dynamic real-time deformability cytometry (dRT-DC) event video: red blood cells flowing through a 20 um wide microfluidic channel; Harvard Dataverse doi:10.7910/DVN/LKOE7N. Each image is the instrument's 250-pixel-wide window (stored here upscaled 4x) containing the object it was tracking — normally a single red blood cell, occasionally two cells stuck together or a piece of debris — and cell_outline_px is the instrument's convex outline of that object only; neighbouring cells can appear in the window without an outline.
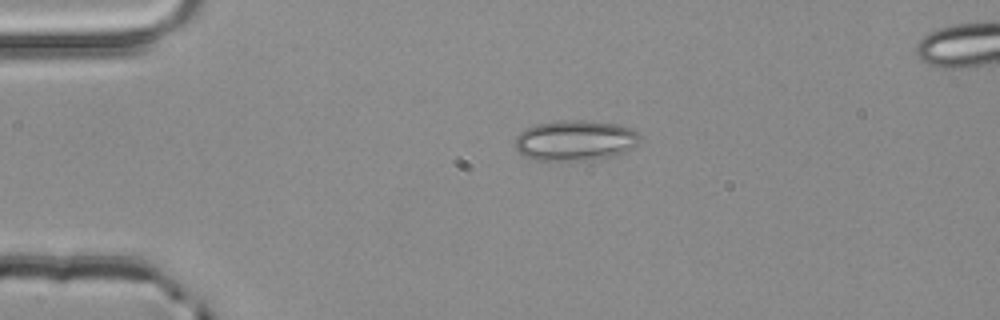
{"species": "common noctule bat (a hibernating species)", "species_latin": "Nyctalus noctula", "temperature_condition": "room temperature", "stored_images_in_passage": 2, "camera_frame_rate_fps": 3000, "um_per_image_px": 0.085, "animal": {"sex": "male", "body_mass_g": 20.4}, "frame": {"image": 1, "passage_image": 2, "time_ms": 0.333, "image_size_px": [1000, 320], "cell_outline_px": [[640, 140], [636, 144], [620, 152], [608, 156], [592, 160], [536, 160], [524, 156], [516, 152], [516, 136], [524, 128], [536, 124], [560, 120], [584, 120], [620, 124], [632, 128], [640, 132]], "centroid_in_image_um": [48.86, 11.91], "position_along_channel_um": 36.1, "area_um2": 29.48}}